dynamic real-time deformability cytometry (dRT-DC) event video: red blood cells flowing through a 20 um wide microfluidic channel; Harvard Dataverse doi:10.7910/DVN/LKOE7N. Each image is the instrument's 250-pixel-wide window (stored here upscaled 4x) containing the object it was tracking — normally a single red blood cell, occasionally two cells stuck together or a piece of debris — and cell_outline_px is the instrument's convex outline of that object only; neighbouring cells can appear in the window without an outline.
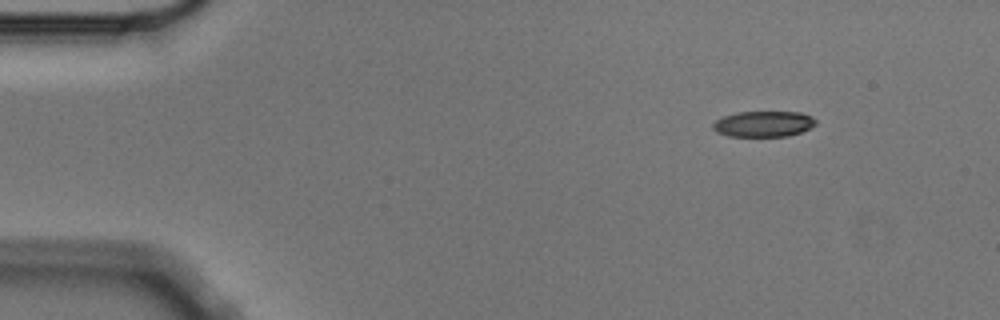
{"species": "Egyptian fruit bat (a non-hibernating species)", "species_latin": "Rousettus aegyptiacus", "temperature_condition": "cold", "stored_images_in_passage": 6, "camera_frame_rate_fps": 3000, "um_per_image_px": 0.085, "animal": {"sex": "male"}, "frame": {"image": 1, "passage_image": 1, "time_ms": 0.0, "image_size_px": [1000, 320], "cell_outline_px": [[816, 124], [800, 132], [788, 136], [728, 136], [716, 132], [712, 128], [712, 124], [716, 120], [724, 116], [736, 112], [800, 112], [812, 116], [816, 120]], "centroid_in_image_um": [64.88, 10.53], "position_along_channel_um": 20.1, "area_um2": 15.43}}
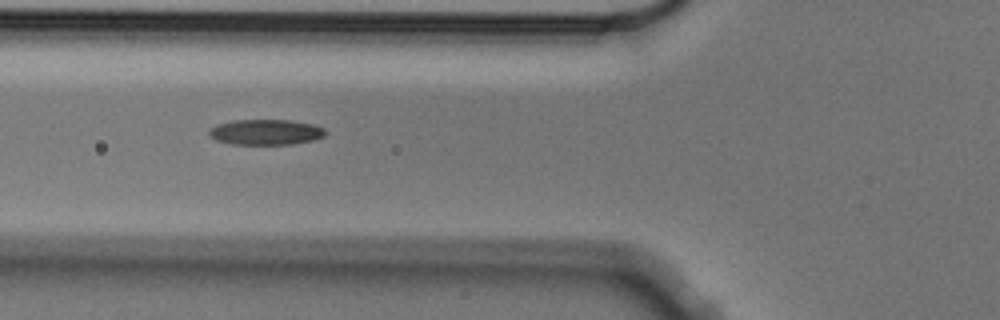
{"frame": {"image": 2, "passage_image": 5, "time_ms": 1.333, "image_size_px": [1000, 320], "cell_outline_px": [[324, 136], [312, 140], [292, 144], [232, 144], [216, 140], [208, 136], [208, 128], [216, 124], [232, 120], [292, 120], [312, 124], [324, 128]], "centroid_in_image_um": [22.52, 11.22], "position_along_channel_um": 103.3, "area_um2": 17.34}}
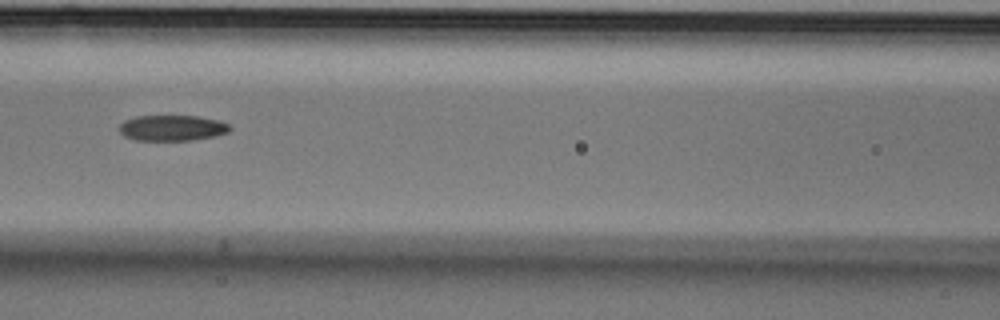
{"frame": {"image": 3, "passage_image": 6, "time_ms": 1.667, "image_size_px": [1000, 320], "cell_outline_px": [[232, 128], [228, 132], [216, 136], [192, 140], [136, 140], [124, 136], [120, 132], [120, 124], [124, 120], [136, 116], [196, 116], [220, 120], [228, 124]], "centroid_in_image_um": [14.65, 10.87], "position_along_channel_um": 151.9, "area_um2": 16.59}}